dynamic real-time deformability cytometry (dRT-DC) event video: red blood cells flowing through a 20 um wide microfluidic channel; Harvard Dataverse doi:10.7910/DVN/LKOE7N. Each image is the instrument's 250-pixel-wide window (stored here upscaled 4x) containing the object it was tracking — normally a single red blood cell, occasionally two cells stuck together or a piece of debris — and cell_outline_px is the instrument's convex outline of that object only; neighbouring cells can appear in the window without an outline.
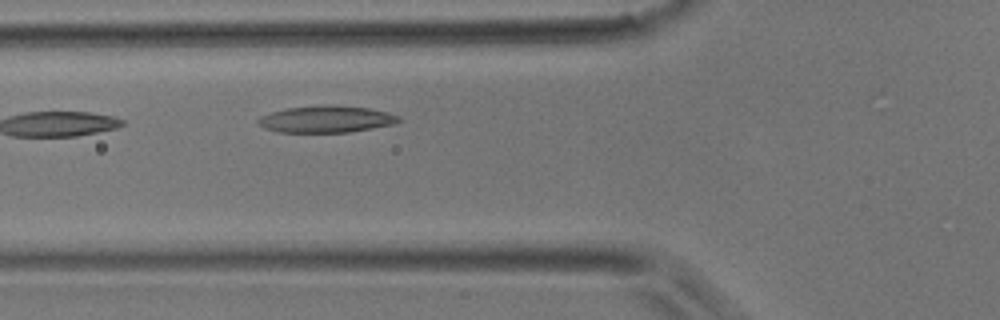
{"species": "common noctule bat (a hibernating species)", "species_latin": "Nyctalus noctula", "temperature_condition": "room temperature", "stored_images_in_passage": 4, "camera_frame_rate_fps": 3000, "um_per_image_px": 0.085, "animal": {"sex": "male", "body_mass_g": 17.9}, "frame": {"image": 1, "passage_image": 4, "time_ms": 1.0, "image_size_px": [1000, 320], "cell_outline_px": [[400, 120], [396, 124], [348, 132], [280, 132], [264, 128], [256, 120], [260, 116], [272, 112], [288, 108], [336, 104], [368, 108], [388, 112], [400, 116]], "centroid_in_image_um": [27.77, 10.12], "position_along_channel_um": 98.0, "area_um2": 21.91}}